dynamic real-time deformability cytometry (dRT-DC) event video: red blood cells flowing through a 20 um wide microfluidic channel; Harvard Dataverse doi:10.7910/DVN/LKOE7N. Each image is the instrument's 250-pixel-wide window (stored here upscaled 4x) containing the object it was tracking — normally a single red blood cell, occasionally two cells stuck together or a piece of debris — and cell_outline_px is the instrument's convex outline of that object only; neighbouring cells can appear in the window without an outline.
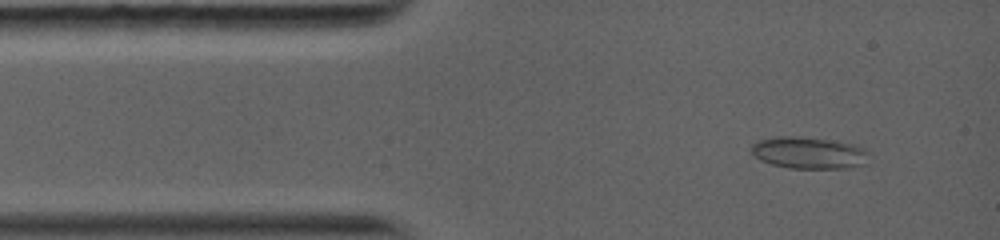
{"species": "common noctule bat (a hibernating species)", "species_latin": "Nyctalus noctula", "temperature_condition": "warm", "stored_images_in_passage": 15, "camera_frame_rate_fps": 5000, "um_per_image_px": 0.085, "animal": {"sex": "female", "body_mass_g": 19.0, "forearm_length_mm": 56.7}, "frame": {"image": 1, "passage_image": 1, "time_ms": 0.0, "image_size_px": [1000, 240], "cell_outline_px": [[868, 152], [864, 164], [848, 168], [788, 168], [772, 164], [760, 160], [752, 152], [752, 144], [756, 140], [776, 136], [796, 136], [828, 140], [852, 144], [864, 148]], "centroid_in_image_um": [68.71, 12.98], "position_along_channel_um": 16.3, "area_um2": 21.62}}
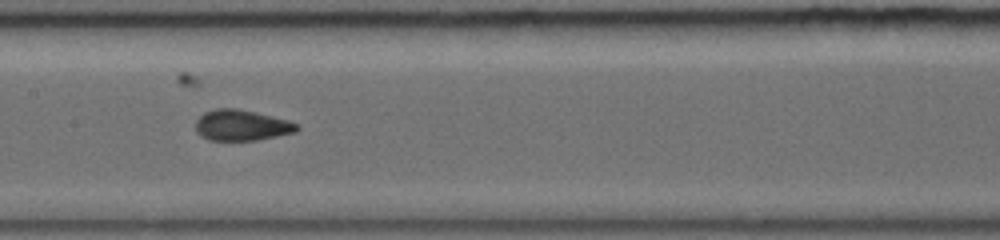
{"frame": {"image": 2, "passage_image": 6, "time_ms": 5.2, "image_size_px": [1000, 240], "cell_outline_px": [[300, 128], [296, 132], [256, 140], [208, 140], [200, 136], [196, 132], [196, 120], [204, 112], [216, 108], [236, 108], [272, 116], [288, 120], [296, 124]], "centroid_in_image_um": [20.5, 10.65], "position_along_channel_um": 186.9, "area_um2": 18.15}}
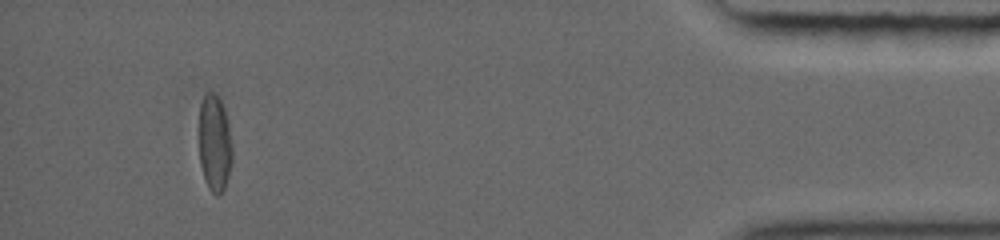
{"frame": {"image": 3, "passage_image": 13, "time_ms": 12.6, "image_size_px": [1000, 240], "cell_outline_px": [[232, 164], [224, 188], [216, 196], [208, 188], [204, 180], [200, 164], [200, 104], [204, 96], [208, 92], [212, 92], [220, 100], [224, 108], [228, 124], [232, 144]], "centroid_in_image_um": [18.25, 12.21], "position_along_channel_um": 417.0, "area_um2": 18.61}, "authors_computed_cell_mechanics": {"area_um2": 18.3226, "velocity_mm_per_s": 4.1373, "shape_relaxation_time_tau1_ms": null, "shape_relaxation_time_tau2_ms": 0.9204, "deformation_change_tau1": null, "deformation_change_tau2": 0.0601}}